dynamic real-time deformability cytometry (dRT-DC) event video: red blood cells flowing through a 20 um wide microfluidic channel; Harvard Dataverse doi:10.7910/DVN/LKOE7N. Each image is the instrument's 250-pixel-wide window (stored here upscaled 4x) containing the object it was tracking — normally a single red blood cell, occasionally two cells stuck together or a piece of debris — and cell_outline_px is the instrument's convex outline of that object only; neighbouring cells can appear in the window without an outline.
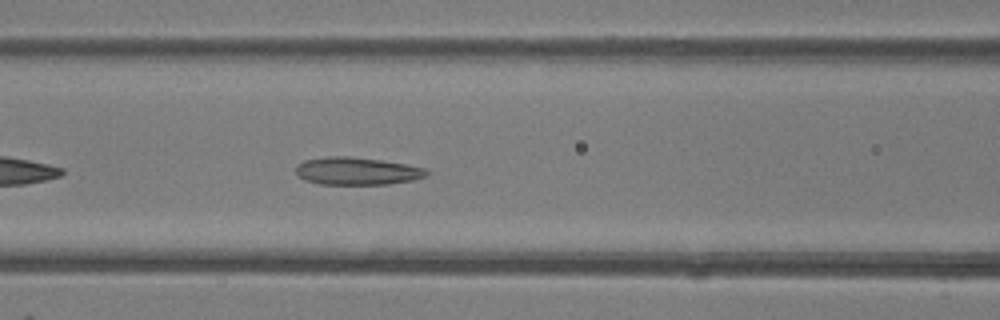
{"species": "common noctule bat (a hibernating species)", "species_latin": "Nyctalus noctula", "temperature_condition": "room temperature", "stored_images_in_passage": 29, "camera_frame_rate_fps": 3000, "um_per_image_px": 0.085, "animal": {"sex": "female"}, "frame": {"image": 1, "passage_image": 9, "time_ms": 2.667, "image_size_px": [1000, 320], "cell_outline_px": [[428, 176], [412, 180], [388, 184], [320, 184], [304, 180], [296, 172], [296, 164], [304, 160], [328, 156], [352, 156], [380, 160], [428, 168]], "centroid_in_image_um": [30.34, 14.53], "position_along_channel_um": 136.3, "area_um2": 21.1}}
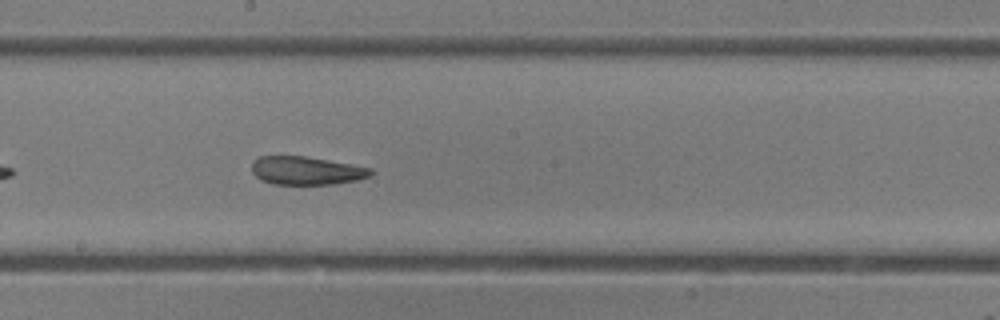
{"frame": {"image": 2, "passage_image": 15, "time_ms": 4.667, "image_size_px": [1000, 320], "cell_outline_px": [[372, 172], [368, 176], [356, 180], [332, 184], [272, 184], [260, 180], [252, 172], [252, 164], [260, 156], [304, 156], [372, 168]], "centroid_in_image_um": [26.0, 14.51], "position_along_channel_um": 222.2, "area_um2": 19.31}}
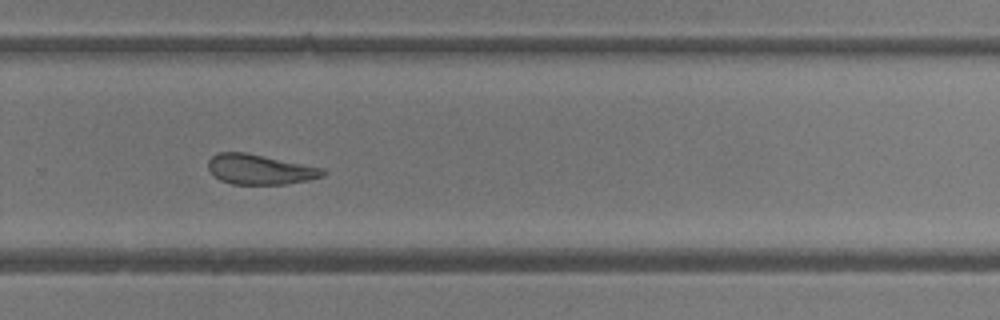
{"frame": {"image": 3, "passage_image": 21, "time_ms": 6.667, "image_size_px": [1000, 320], "cell_outline_px": [[328, 172], [324, 176], [308, 180], [284, 184], [232, 184], [220, 180], [208, 168], [208, 160], [216, 152], [244, 152], [324, 168]], "centroid_in_image_um": [22.1, 14.4], "position_along_channel_um": 307.7, "area_um2": 20.0}, "authors_computed_cell_mechanics": {"area_um2": 20.23, "velocity_mm_per_s": 4.3039, "shape_relaxation_time_tau1_ms": 11.3477, "shape_relaxation_time_tau2_ms": 1.8985, "deformation_change_tau1": 0.2431, "deformation_change_tau2": 0.105}}